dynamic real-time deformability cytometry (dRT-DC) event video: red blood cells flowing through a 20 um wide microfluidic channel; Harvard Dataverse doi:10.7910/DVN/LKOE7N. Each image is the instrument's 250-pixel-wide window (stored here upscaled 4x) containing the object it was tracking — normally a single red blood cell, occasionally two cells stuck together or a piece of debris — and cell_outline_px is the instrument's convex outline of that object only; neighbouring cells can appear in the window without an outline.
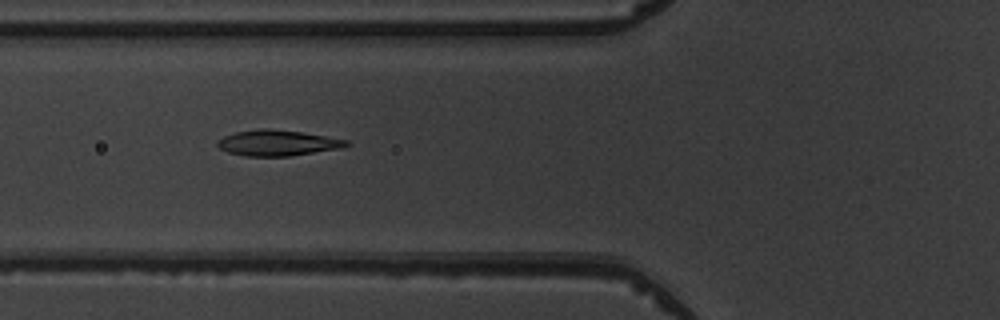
{"species": "common noctule bat (a hibernating species)", "species_latin": "Nyctalus noctula", "temperature_condition": "warm", "stored_images_in_passage": 3, "camera_frame_rate_fps": 3000, "um_per_image_px": 0.085, "animal": {"sex": "male", "body_mass_g": 19.5, "forearm_length_mm": 54.6}, "frame": {"image": 1, "passage_image": 2, "time_ms": 1.0, "image_size_px": [1000, 320], "cell_outline_px": [[348, 144], [344, 148], [288, 156], [248, 156], [228, 152], [220, 148], [216, 144], [224, 136], [236, 132], [260, 128], [268, 128], [300, 132], [348, 140]], "centroid_in_image_um": [23.6, 12.15], "position_along_channel_um": 102.2, "area_um2": 19.07}}
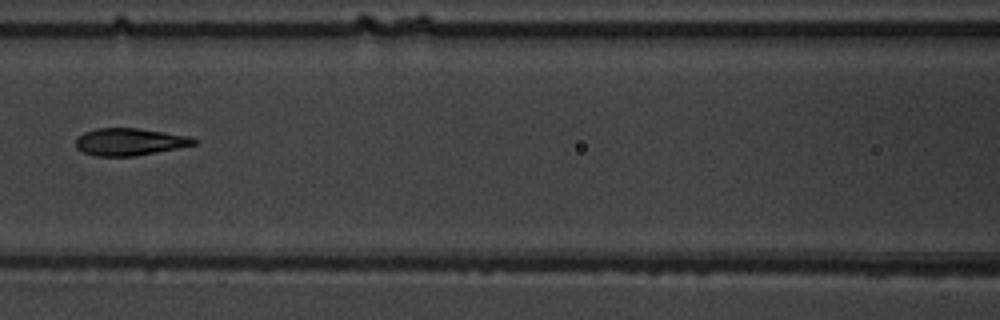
{"frame": {"image": 2, "passage_image": 3, "time_ms": 2.333, "image_size_px": [1000, 320], "cell_outline_px": [[196, 144], [136, 156], [96, 156], [84, 152], [76, 148], [76, 136], [84, 132], [96, 128], [140, 128], [188, 136], [196, 140]], "centroid_in_image_um": [10.96, 12.05], "position_along_channel_um": 155.6, "area_um2": 18.67}}